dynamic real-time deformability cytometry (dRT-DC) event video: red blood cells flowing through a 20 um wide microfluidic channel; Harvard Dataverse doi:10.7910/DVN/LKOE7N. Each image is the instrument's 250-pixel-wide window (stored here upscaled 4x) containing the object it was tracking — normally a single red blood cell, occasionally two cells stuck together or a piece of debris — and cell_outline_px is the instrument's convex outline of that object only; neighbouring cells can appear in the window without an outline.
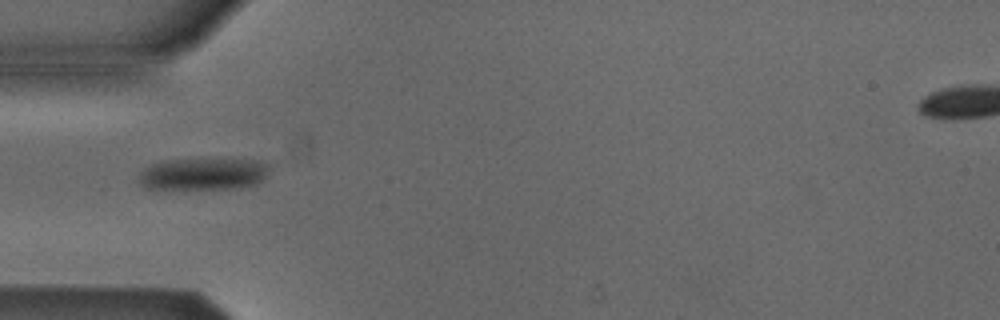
{"species": "Egyptian fruit bat (a non-hibernating species)", "species_latin": "Rousettus aegyptiacus", "temperature_condition": "cold", "stored_images_in_passage": 5, "camera_frame_rate_fps": 3000, "um_per_image_px": 0.085, "animal": {"sex": "male"}, "frame": {"image": 1, "passage_image": 4, "time_ms": 3.667, "image_size_px": [1000, 320], "cell_outline_px": [[268, 176], [256, 184], [240, 188], [144, 188], [136, 180], [140, 172], [144, 168], [160, 160], [252, 160], [268, 164]], "centroid_in_image_um": [17.24, 14.79], "position_along_channel_um": 67.8, "area_um2": 24.1}}
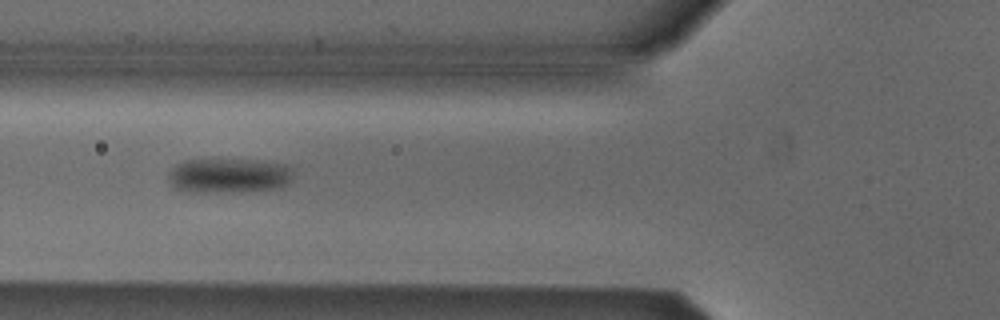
{"frame": {"image": 2, "passage_image": 5, "time_ms": 4.667, "image_size_px": [1000, 320], "cell_outline_px": [[292, 180], [288, 184], [280, 188], [232, 192], [184, 192], [172, 188], [168, 180], [168, 172], [176, 164], [184, 160], [212, 156], [260, 160], [288, 164], [292, 168]], "centroid_in_image_um": [19.4, 14.88], "position_along_channel_um": 106.4, "area_um2": 26.88}}